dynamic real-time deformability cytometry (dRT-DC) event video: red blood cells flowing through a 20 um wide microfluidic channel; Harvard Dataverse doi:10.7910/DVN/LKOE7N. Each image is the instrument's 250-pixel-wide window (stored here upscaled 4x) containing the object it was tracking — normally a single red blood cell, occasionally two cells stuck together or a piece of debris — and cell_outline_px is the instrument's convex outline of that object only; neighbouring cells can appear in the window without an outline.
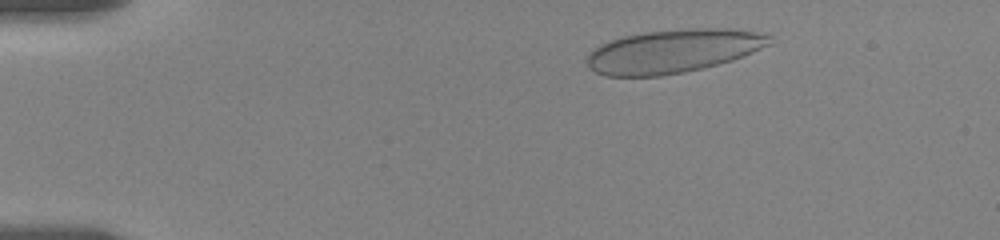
{"species": "human", "species_latin": "Homo sapiens", "temperature_condition": "room temperature", "stored_images_in_passage": 54, "camera_frame_rate_fps": 3000, "um_per_image_px": 0.085, "donor": {"sex": "female"}, "frame": {"image": 1, "passage_image": 6, "time_ms": 1.667, "image_size_px": [1000, 240], "cell_outline_px": [[772, 44], [732, 60], [684, 72], [660, 76], [604, 76], [588, 68], [588, 56], [600, 44], [608, 40], [624, 36], [644, 32], [688, 28], [732, 28], [756, 32], [772, 36]], "centroid_in_image_um": [57.22, 4.33], "position_along_channel_um": 27.8, "area_um2": 46.18}}
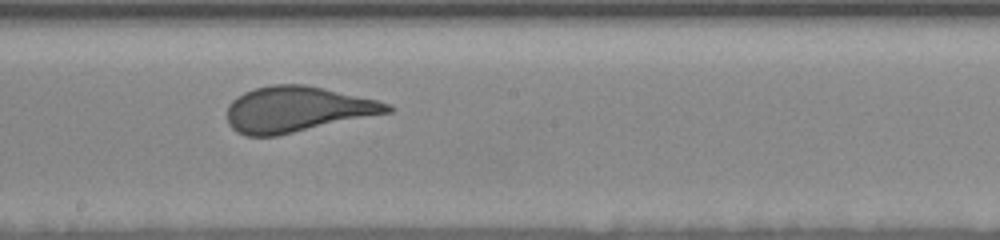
{"frame": {"image": 2, "passage_image": 29, "time_ms": 9.333, "image_size_px": [1000, 240], "cell_outline_px": [[396, 108], [392, 112], [276, 136], [244, 136], [236, 132], [228, 124], [228, 104], [236, 96], [244, 92], [256, 88], [272, 84], [304, 84], [324, 88], [376, 100], [392, 104]], "centroid_in_image_um": [25.25, 9.29], "position_along_channel_um": 222.9, "area_um2": 42.71}}
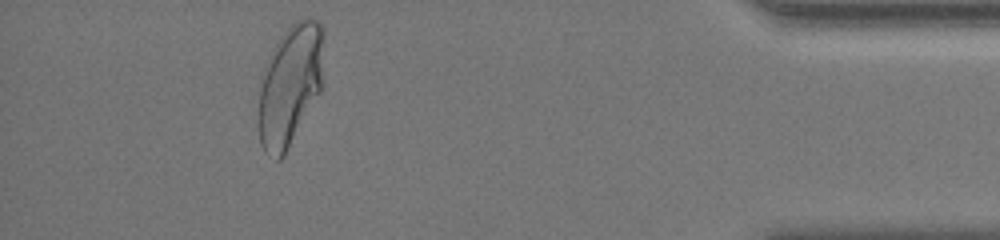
{"frame": {"image": 3, "passage_image": 49, "time_ms": 16.0, "image_size_px": [1000, 240], "cell_outline_px": [[324, 36], [320, 92], [284, 156], [280, 160], [276, 160], [264, 152], [260, 144], [260, 92], [264, 68], [272, 48], [280, 36], [296, 20], [308, 16], [316, 20], [324, 28]], "centroid_in_image_um": [24.68, 7.2], "position_along_channel_um": 410.5, "area_um2": 45.78}, "authors_computed_cell_mechanics": {"area_um2": 44.4193, "velocity_mm_per_s": 3.5066, "shape_relaxation_time_tau1_ms": 4.308, "shape_relaxation_time_tau2_ms": null, "deformation_change_tau1": 0.1542, "deformation_change_tau2": null}}